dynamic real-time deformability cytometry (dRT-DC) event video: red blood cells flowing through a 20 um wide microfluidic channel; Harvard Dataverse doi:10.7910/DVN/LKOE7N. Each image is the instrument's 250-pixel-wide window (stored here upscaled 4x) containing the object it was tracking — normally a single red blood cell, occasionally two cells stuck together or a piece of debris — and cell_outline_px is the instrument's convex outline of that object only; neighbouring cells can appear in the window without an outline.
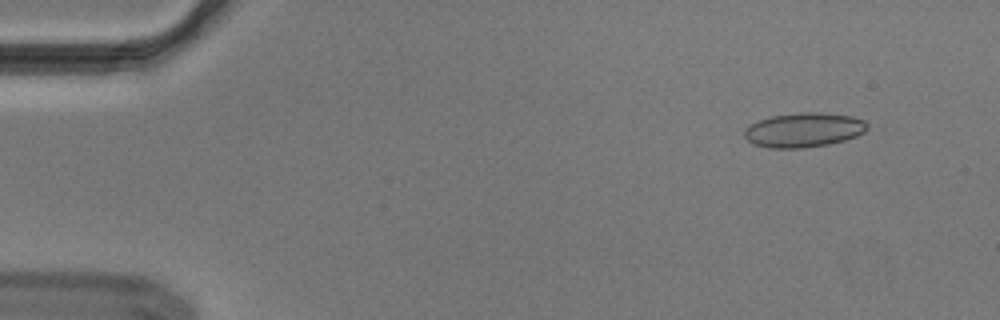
{"species": "Egyptian fruit bat (a non-hibernating species)", "species_latin": "Rousettus aegyptiacus", "temperature_condition": "cold", "stored_images_in_passage": 30, "camera_frame_rate_fps": 3000, "um_per_image_px": 0.085, "animal": {"sex": "male"}, "frame": {"image": 1, "passage_image": 5, "time_ms": 1.333, "image_size_px": [1000, 320], "cell_outline_px": [[868, 128], [864, 132], [856, 136], [844, 140], [828, 144], [800, 148], [768, 148], [752, 144], [744, 136], [744, 128], [748, 124], [772, 116], [800, 112], [820, 112], [852, 116], [864, 120], [868, 124]], "centroid_in_image_um": [68.3, 11.04], "position_along_channel_um": 16.7, "area_um2": 24.8}}
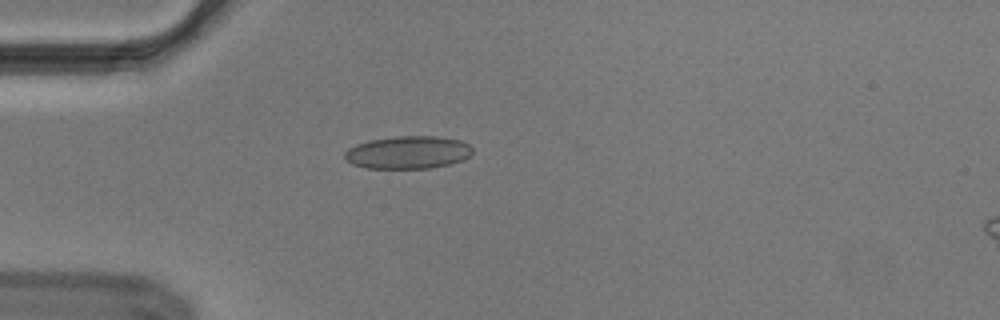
{"frame": {"image": 2, "passage_image": 15, "time_ms": 4.667, "image_size_px": [1000, 320], "cell_outline_px": [[472, 152], [464, 160], [432, 168], [364, 168], [352, 164], [344, 156], [344, 152], [348, 148], [356, 144], [368, 140], [396, 136], [436, 136], [460, 140], [468, 144], [472, 148]], "centroid_in_image_um": [34.66, 12.95], "position_along_channel_um": 50.3, "area_um2": 24.45}}
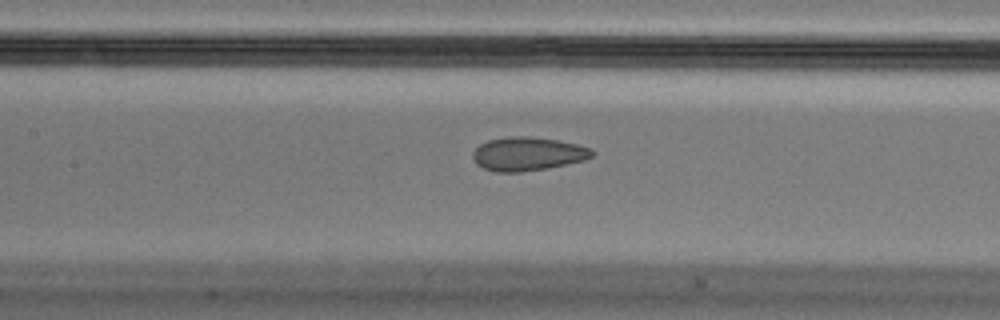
{"frame": {"image": 3, "passage_image": 25, "time_ms": 8.0, "image_size_px": [1000, 320], "cell_outline_px": [[596, 152], [592, 156], [584, 160], [548, 168], [520, 172], [496, 172], [484, 168], [476, 164], [472, 156], [472, 152], [480, 144], [488, 140], [508, 136], [528, 136], [556, 140], [576, 144], [592, 148]], "centroid_in_image_um": [44.85, 13.08], "position_along_channel_um": 162.6, "area_um2": 23.41}}